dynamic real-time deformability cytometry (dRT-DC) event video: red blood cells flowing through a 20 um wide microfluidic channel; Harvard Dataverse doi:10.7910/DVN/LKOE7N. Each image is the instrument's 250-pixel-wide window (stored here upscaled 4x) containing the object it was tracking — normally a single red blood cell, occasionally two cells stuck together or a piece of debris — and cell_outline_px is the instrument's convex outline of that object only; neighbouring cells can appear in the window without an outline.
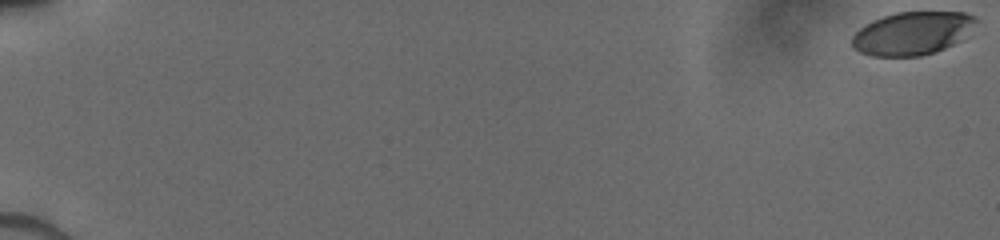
{"species": "human", "species_latin": "Homo sapiens", "temperature_condition": "cold", "stored_images_in_passage": 82, "camera_frame_rate_fps": 3000, "um_per_image_px": 0.085, "donor": {"sex": "male"}, "frame": {"image": 1, "passage_image": 1, "time_ms": 0.0, "image_size_px": [1000, 240], "cell_outline_px": [[980, 20], [960, 40], [936, 52], [920, 56], [872, 56], [860, 52], [852, 44], [852, 36], [864, 24], [872, 20], [896, 12], [964, 12], [976, 16]], "centroid_in_image_um": [77.56, 2.82], "position_along_channel_um": 7.4, "area_um2": 31.15}}
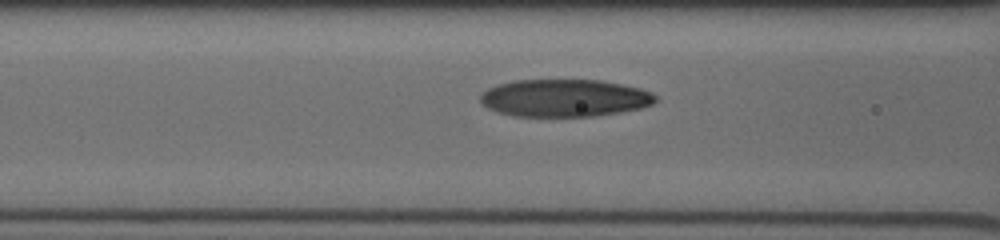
{"frame": {"image": 2, "passage_image": 43, "time_ms": 8.0, "image_size_px": [1000, 240], "cell_outline_px": [[656, 100], [652, 104], [640, 108], [620, 112], [592, 116], [516, 116], [496, 112], [488, 108], [480, 100], [480, 92], [496, 84], [512, 80], [600, 80], [640, 88], [652, 92], [656, 96]], "centroid_in_image_um": [47.95, 8.32], "position_along_channel_um": 118.7, "area_um2": 38.32}}
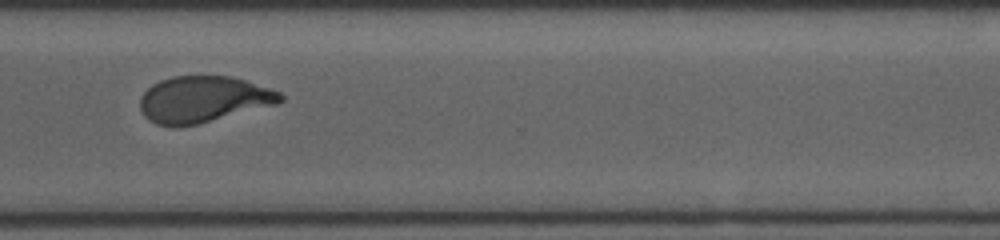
{"frame": {"image": 3, "passage_image": 81, "time_ms": 13.667, "image_size_px": [1000, 240], "cell_outline_px": [[284, 100], [280, 104], [200, 124], [176, 128], [156, 124], [148, 120], [144, 116], [140, 108], [140, 96], [152, 84], [160, 80], [172, 76], [232, 76], [280, 92], [284, 96]], "centroid_in_image_um": [17.28, 8.47], "position_along_channel_um": 353.3, "area_um2": 38.49}}